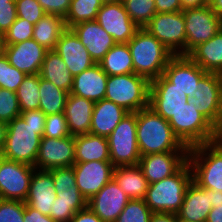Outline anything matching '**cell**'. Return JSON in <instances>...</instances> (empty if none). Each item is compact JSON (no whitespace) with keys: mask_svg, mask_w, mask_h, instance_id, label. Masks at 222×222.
<instances>
[{"mask_svg":"<svg viewBox=\"0 0 222 222\" xmlns=\"http://www.w3.org/2000/svg\"><path fill=\"white\" fill-rule=\"evenodd\" d=\"M126 12L140 28L145 27L156 14L154 0H122Z\"/></svg>","mask_w":222,"mask_h":222,"instance_id":"obj_37","label":"cell"},{"mask_svg":"<svg viewBox=\"0 0 222 222\" xmlns=\"http://www.w3.org/2000/svg\"><path fill=\"white\" fill-rule=\"evenodd\" d=\"M16 0H0V3L15 2Z\"/></svg>","mask_w":222,"mask_h":222,"instance_id":"obj_62","label":"cell"},{"mask_svg":"<svg viewBox=\"0 0 222 222\" xmlns=\"http://www.w3.org/2000/svg\"><path fill=\"white\" fill-rule=\"evenodd\" d=\"M137 112H129L107 137L110 161L117 166L137 165L141 157L137 136Z\"/></svg>","mask_w":222,"mask_h":222,"instance_id":"obj_8","label":"cell"},{"mask_svg":"<svg viewBox=\"0 0 222 222\" xmlns=\"http://www.w3.org/2000/svg\"><path fill=\"white\" fill-rule=\"evenodd\" d=\"M66 29L64 18L59 15L45 14L33 27V37L48 51L56 48L58 39Z\"/></svg>","mask_w":222,"mask_h":222,"instance_id":"obj_32","label":"cell"},{"mask_svg":"<svg viewBox=\"0 0 222 222\" xmlns=\"http://www.w3.org/2000/svg\"><path fill=\"white\" fill-rule=\"evenodd\" d=\"M156 13L182 11L180 0H154Z\"/></svg>","mask_w":222,"mask_h":222,"instance_id":"obj_51","label":"cell"},{"mask_svg":"<svg viewBox=\"0 0 222 222\" xmlns=\"http://www.w3.org/2000/svg\"><path fill=\"white\" fill-rule=\"evenodd\" d=\"M188 56L204 71L222 72V29L207 42L199 44Z\"/></svg>","mask_w":222,"mask_h":222,"instance_id":"obj_28","label":"cell"},{"mask_svg":"<svg viewBox=\"0 0 222 222\" xmlns=\"http://www.w3.org/2000/svg\"><path fill=\"white\" fill-rule=\"evenodd\" d=\"M133 60L134 73L152 81L163 74L174 54L145 28H139L127 43Z\"/></svg>","mask_w":222,"mask_h":222,"instance_id":"obj_3","label":"cell"},{"mask_svg":"<svg viewBox=\"0 0 222 222\" xmlns=\"http://www.w3.org/2000/svg\"><path fill=\"white\" fill-rule=\"evenodd\" d=\"M130 200L116 181L112 179L88 200V207L103 222H115Z\"/></svg>","mask_w":222,"mask_h":222,"instance_id":"obj_19","label":"cell"},{"mask_svg":"<svg viewBox=\"0 0 222 222\" xmlns=\"http://www.w3.org/2000/svg\"><path fill=\"white\" fill-rule=\"evenodd\" d=\"M16 19L15 2L0 3V32L5 33Z\"/></svg>","mask_w":222,"mask_h":222,"instance_id":"obj_48","label":"cell"},{"mask_svg":"<svg viewBox=\"0 0 222 222\" xmlns=\"http://www.w3.org/2000/svg\"><path fill=\"white\" fill-rule=\"evenodd\" d=\"M178 222H190V221H185V220H178Z\"/></svg>","mask_w":222,"mask_h":222,"instance_id":"obj_64","label":"cell"},{"mask_svg":"<svg viewBox=\"0 0 222 222\" xmlns=\"http://www.w3.org/2000/svg\"><path fill=\"white\" fill-rule=\"evenodd\" d=\"M46 14L59 15L63 18L67 15L71 0H37Z\"/></svg>","mask_w":222,"mask_h":222,"instance_id":"obj_49","label":"cell"},{"mask_svg":"<svg viewBox=\"0 0 222 222\" xmlns=\"http://www.w3.org/2000/svg\"><path fill=\"white\" fill-rule=\"evenodd\" d=\"M220 77V82H221V92H222V72L218 74Z\"/></svg>","mask_w":222,"mask_h":222,"instance_id":"obj_63","label":"cell"},{"mask_svg":"<svg viewBox=\"0 0 222 222\" xmlns=\"http://www.w3.org/2000/svg\"><path fill=\"white\" fill-rule=\"evenodd\" d=\"M46 115L40 110H28L7 123L4 158L35 167Z\"/></svg>","mask_w":222,"mask_h":222,"instance_id":"obj_1","label":"cell"},{"mask_svg":"<svg viewBox=\"0 0 222 222\" xmlns=\"http://www.w3.org/2000/svg\"><path fill=\"white\" fill-rule=\"evenodd\" d=\"M24 201L0 198V222H23Z\"/></svg>","mask_w":222,"mask_h":222,"instance_id":"obj_44","label":"cell"},{"mask_svg":"<svg viewBox=\"0 0 222 222\" xmlns=\"http://www.w3.org/2000/svg\"><path fill=\"white\" fill-rule=\"evenodd\" d=\"M110 161L106 137L92 133L75 136V162Z\"/></svg>","mask_w":222,"mask_h":222,"instance_id":"obj_30","label":"cell"},{"mask_svg":"<svg viewBox=\"0 0 222 222\" xmlns=\"http://www.w3.org/2000/svg\"><path fill=\"white\" fill-rule=\"evenodd\" d=\"M94 104L95 102L89 99L69 93L64 114L70 135L77 136L90 133Z\"/></svg>","mask_w":222,"mask_h":222,"instance_id":"obj_26","label":"cell"},{"mask_svg":"<svg viewBox=\"0 0 222 222\" xmlns=\"http://www.w3.org/2000/svg\"><path fill=\"white\" fill-rule=\"evenodd\" d=\"M198 90L188 98L218 130L222 127V92L220 77L207 72L198 83Z\"/></svg>","mask_w":222,"mask_h":222,"instance_id":"obj_11","label":"cell"},{"mask_svg":"<svg viewBox=\"0 0 222 222\" xmlns=\"http://www.w3.org/2000/svg\"><path fill=\"white\" fill-rule=\"evenodd\" d=\"M43 136L48 138H65L70 136L64 112L46 116Z\"/></svg>","mask_w":222,"mask_h":222,"instance_id":"obj_42","label":"cell"},{"mask_svg":"<svg viewBox=\"0 0 222 222\" xmlns=\"http://www.w3.org/2000/svg\"><path fill=\"white\" fill-rule=\"evenodd\" d=\"M210 197L211 204H220L222 203V192L221 191H212L210 189H204Z\"/></svg>","mask_w":222,"mask_h":222,"instance_id":"obj_56","label":"cell"},{"mask_svg":"<svg viewBox=\"0 0 222 222\" xmlns=\"http://www.w3.org/2000/svg\"><path fill=\"white\" fill-rule=\"evenodd\" d=\"M4 51H5L4 33L0 32V56L4 55Z\"/></svg>","mask_w":222,"mask_h":222,"instance_id":"obj_59","label":"cell"},{"mask_svg":"<svg viewBox=\"0 0 222 222\" xmlns=\"http://www.w3.org/2000/svg\"><path fill=\"white\" fill-rule=\"evenodd\" d=\"M206 73L188 55H174L166 65L163 75L190 98L198 90L199 80Z\"/></svg>","mask_w":222,"mask_h":222,"instance_id":"obj_17","label":"cell"},{"mask_svg":"<svg viewBox=\"0 0 222 222\" xmlns=\"http://www.w3.org/2000/svg\"><path fill=\"white\" fill-rule=\"evenodd\" d=\"M115 166L111 161L75 162L76 186L88 201L113 179Z\"/></svg>","mask_w":222,"mask_h":222,"instance_id":"obj_14","label":"cell"},{"mask_svg":"<svg viewBox=\"0 0 222 222\" xmlns=\"http://www.w3.org/2000/svg\"><path fill=\"white\" fill-rule=\"evenodd\" d=\"M26 74L13 67L8 58L0 56V88L16 92Z\"/></svg>","mask_w":222,"mask_h":222,"instance_id":"obj_39","label":"cell"},{"mask_svg":"<svg viewBox=\"0 0 222 222\" xmlns=\"http://www.w3.org/2000/svg\"><path fill=\"white\" fill-rule=\"evenodd\" d=\"M192 181L200 188L222 192V141L189 148Z\"/></svg>","mask_w":222,"mask_h":222,"instance_id":"obj_5","label":"cell"},{"mask_svg":"<svg viewBox=\"0 0 222 222\" xmlns=\"http://www.w3.org/2000/svg\"><path fill=\"white\" fill-rule=\"evenodd\" d=\"M69 93L39 76V109L47 116L64 112Z\"/></svg>","mask_w":222,"mask_h":222,"instance_id":"obj_34","label":"cell"},{"mask_svg":"<svg viewBox=\"0 0 222 222\" xmlns=\"http://www.w3.org/2000/svg\"><path fill=\"white\" fill-rule=\"evenodd\" d=\"M16 96L21 112L38 110L40 104L39 74L26 75L16 90Z\"/></svg>","mask_w":222,"mask_h":222,"instance_id":"obj_36","label":"cell"},{"mask_svg":"<svg viewBox=\"0 0 222 222\" xmlns=\"http://www.w3.org/2000/svg\"><path fill=\"white\" fill-rule=\"evenodd\" d=\"M174 55H185V19L183 11L156 13L143 27Z\"/></svg>","mask_w":222,"mask_h":222,"instance_id":"obj_10","label":"cell"},{"mask_svg":"<svg viewBox=\"0 0 222 222\" xmlns=\"http://www.w3.org/2000/svg\"><path fill=\"white\" fill-rule=\"evenodd\" d=\"M218 140L222 141V127L218 130Z\"/></svg>","mask_w":222,"mask_h":222,"instance_id":"obj_61","label":"cell"},{"mask_svg":"<svg viewBox=\"0 0 222 222\" xmlns=\"http://www.w3.org/2000/svg\"><path fill=\"white\" fill-rule=\"evenodd\" d=\"M108 76L134 73L127 43H116L98 63Z\"/></svg>","mask_w":222,"mask_h":222,"instance_id":"obj_33","label":"cell"},{"mask_svg":"<svg viewBox=\"0 0 222 222\" xmlns=\"http://www.w3.org/2000/svg\"><path fill=\"white\" fill-rule=\"evenodd\" d=\"M212 208L209 194L192 181L186 188L182 206L176 213L177 220L206 222Z\"/></svg>","mask_w":222,"mask_h":222,"instance_id":"obj_25","label":"cell"},{"mask_svg":"<svg viewBox=\"0 0 222 222\" xmlns=\"http://www.w3.org/2000/svg\"><path fill=\"white\" fill-rule=\"evenodd\" d=\"M137 143L140 155L171 151H189L175 135L168 120L151 107L137 111Z\"/></svg>","mask_w":222,"mask_h":222,"instance_id":"obj_2","label":"cell"},{"mask_svg":"<svg viewBox=\"0 0 222 222\" xmlns=\"http://www.w3.org/2000/svg\"><path fill=\"white\" fill-rule=\"evenodd\" d=\"M189 151H171L143 155L138 165L149 184L175 174L187 161Z\"/></svg>","mask_w":222,"mask_h":222,"instance_id":"obj_18","label":"cell"},{"mask_svg":"<svg viewBox=\"0 0 222 222\" xmlns=\"http://www.w3.org/2000/svg\"><path fill=\"white\" fill-rule=\"evenodd\" d=\"M191 182L192 170L187 161L175 174L149 184L144 201L153 213L176 214Z\"/></svg>","mask_w":222,"mask_h":222,"instance_id":"obj_4","label":"cell"},{"mask_svg":"<svg viewBox=\"0 0 222 222\" xmlns=\"http://www.w3.org/2000/svg\"><path fill=\"white\" fill-rule=\"evenodd\" d=\"M103 3H115V2H120L122 0H102Z\"/></svg>","mask_w":222,"mask_h":222,"instance_id":"obj_60","label":"cell"},{"mask_svg":"<svg viewBox=\"0 0 222 222\" xmlns=\"http://www.w3.org/2000/svg\"><path fill=\"white\" fill-rule=\"evenodd\" d=\"M70 222H103L88 206L77 211Z\"/></svg>","mask_w":222,"mask_h":222,"instance_id":"obj_52","label":"cell"},{"mask_svg":"<svg viewBox=\"0 0 222 222\" xmlns=\"http://www.w3.org/2000/svg\"><path fill=\"white\" fill-rule=\"evenodd\" d=\"M210 6L215 13L222 19V0H210Z\"/></svg>","mask_w":222,"mask_h":222,"instance_id":"obj_58","label":"cell"},{"mask_svg":"<svg viewBox=\"0 0 222 222\" xmlns=\"http://www.w3.org/2000/svg\"><path fill=\"white\" fill-rule=\"evenodd\" d=\"M96 21L116 43H128L140 28L132 21L122 1L103 3Z\"/></svg>","mask_w":222,"mask_h":222,"instance_id":"obj_15","label":"cell"},{"mask_svg":"<svg viewBox=\"0 0 222 222\" xmlns=\"http://www.w3.org/2000/svg\"><path fill=\"white\" fill-rule=\"evenodd\" d=\"M34 24L26 19L18 18L4 33L5 45H13L32 39Z\"/></svg>","mask_w":222,"mask_h":222,"instance_id":"obj_40","label":"cell"},{"mask_svg":"<svg viewBox=\"0 0 222 222\" xmlns=\"http://www.w3.org/2000/svg\"><path fill=\"white\" fill-rule=\"evenodd\" d=\"M206 222H222V203L212 204Z\"/></svg>","mask_w":222,"mask_h":222,"instance_id":"obj_53","label":"cell"},{"mask_svg":"<svg viewBox=\"0 0 222 222\" xmlns=\"http://www.w3.org/2000/svg\"><path fill=\"white\" fill-rule=\"evenodd\" d=\"M127 113L129 112L112 101L102 99L95 102L90 133L107 138Z\"/></svg>","mask_w":222,"mask_h":222,"instance_id":"obj_27","label":"cell"},{"mask_svg":"<svg viewBox=\"0 0 222 222\" xmlns=\"http://www.w3.org/2000/svg\"><path fill=\"white\" fill-rule=\"evenodd\" d=\"M54 50L63 59L73 76L96 64L71 28H66L62 32Z\"/></svg>","mask_w":222,"mask_h":222,"instance_id":"obj_20","label":"cell"},{"mask_svg":"<svg viewBox=\"0 0 222 222\" xmlns=\"http://www.w3.org/2000/svg\"><path fill=\"white\" fill-rule=\"evenodd\" d=\"M17 17L36 24L46 13L37 0H16Z\"/></svg>","mask_w":222,"mask_h":222,"instance_id":"obj_43","label":"cell"},{"mask_svg":"<svg viewBox=\"0 0 222 222\" xmlns=\"http://www.w3.org/2000/svg\"><path fill=\"white\" fill-rule=\"evenodd\" d=\"M102 0H71L70 8L64 18L66 28L85 21L96 20Z\"/></svg>","mask_w":222,"mask_h":222,"instance_id":"obj_35","label":"cell"},{"mask_svg":"<svg viewBox=\"0 0 222 222\" xmlns=\"http://www.w3.org/2000/svg\"><path fill=\"white\" fill-rule=\"evenodd\" d=\"M75 163V136L65 138L41 137L35 168L51 170L69 167Z\"/></svg>","mask_w":222,"mask_h":222,"instance_id":"obj_13","label":"cell"},{"mask_svg":"<svg viewBox=\"0 0 222 222\" xmlns=\"http://www.w3.org/2000/svg\"><path fill=\"white\" fill-rule=\"evenodd\" d=\"M182 10L188 8H200L210 4V0H180Z\"/></svg>","mask_w":222,"mask_h":222,"instance_id":"obj_55","label":"cell"},{"mask_svg":"<svg viewBox=\"0 0 222 222\" xmlns=\"http://www.w3.org/2000/svg\"><path fill=\"white\" fill-rule=\"evenodd\" d=\"M56 199L52 173L49 170L35 169L30 180L26 200L29 207L50 216V208Z\"/></svg>","mask_w":222,"mask_h":222,"instance_id":"obj_23","label":"cell"},{"mask_svg":"<svg viewBox=\"0 0 222 222\" xmlns=\"http://www.w3.org/2000/svg\"><path fill=\"white\" fill-rule=\"evenodd\" d=\"M108 75L98 63L74 76L70 94L77 95L93 102L104 99Z\"/></svg>","mask_w":222,"mask_h":222,"instance_id":"obj_24","label":"cell"},{"mask_svg":"<svg viewBox=\"0 0 222 222\" xmlns=\"http://www.w3.org/2000/svg\"><path fill=\"white\" fill-rule=\"evenodd\" d=\"M113 179L130 199L145 198L149 183L138 164L115 167Z\"/></svg>","mask_w":222,"mask_h":222,"instance_id":"obj_29","label":"cell"},{"mask_svg":"<svg viewBox=\"0 0 222 222\" xmlns=\"http://www.w3.org/2000/svg\"><path fill=\"white\" fill-rule=\"evenodd\" d=\"M49 171L52 173L55 189H73V185H76L73 166L54 168Z\"/></svg>","mask_w":222,"mask_h":222,"instance_id":"obj_46","label":"cell"},{"mask_svg":"<svg viewBox=\"0 0 222 222\" xmlns=\"http://www.w3.org/2000/svg\"><path fill=\"white\" fill-rule=\"evenodd\" d=\"M20 113L16 92L0 88V121L8 123Z\"/></svg>","mask_w":222,"mask_h":222,"instance_id":"obj_41","label":"cell"},{"mask_svg":"<svg viewBox=\"0 0 222 222\" xmlns=\"http://www.w3.org/2000/svg\"><path fill=\"white\" fill-rule=\"evenodd\" d=\"M76 213L73 203L57 202V197L50 208V217L56 222H70Z\"/></svg>","mask_w":222,"mask_h":222,"instance_id":"obj_47","label":"cell"},{"mask_svg":"<svg viewBox=\"0 0 222 222\" xmlns=\"http://www.w3.org/2000/svg\"><path fill=\"white\" fill-rule=\"evenodd\" d=\"M23 222H56L50 216L43 215L40 211L25 204Z\"/></svg>","mask_w":222,"mask_h":222,"instance_id":"obj_50","label":"cell"},{"mask_svg":"<svg viewBox=\"0 0 222 222\" xmlns=\"http://www.w3.org/2000/svg\"><path fill=\"white\" fill-rule=\"evenodd\" d=\"M55 192L57 202L73 203V209L76 212L88 206V201L76 185H73V189H55Z\"/></svg>","mask_w":222,"mask_h":222,"instance_id":"obj_45","label":"cell"},{"mask_svg":"<svg viewBox=\"0 0 222 222\" xmlns=\"http://www.w3.org/2000/svg\"><path fill=\"white\" fill-rule=\"evenodd\" d=\"M179 140L188 148L218 140V129L194 106L185 103L168 120Z\"/></svg>","mask_w":222,"mask_h":222,"instance_id":"obj_6","label":"cell"},{"mask_svg":"<svg viewBox=\"0 0 222 222\" xmlns=\"http://www.w3.org/2000/svg\"><path fill=\"white\" fill-rule=\"evenodd\" d=\"M36 168L2 157L0 160V198L25 201Z\"/></svg>","mask_w":222,"mask_h":222,"instance_id":"obj_12","label":"cell"},{"mask_svg":"<svg viewBox=\"0 0 222 222\" xmlns=\"http://www.w3.org/2000/svg\"><path fill=\"white\" fill-rule=\"evenodd\" d=\"M187 102L188 96L163 74L150 81L149 107L165 120H169Z\"/></svg>","mask_w":222,"mask_h":222,"instance_id":"obj_16","label":"cell"},{"mask_svg":"<svg viewBox=\"0 0 222 222\" xmlns=\"http://www.w3.org/2000/svg\"><path fill=\"white\" fill-rule=\"evenodd\" d=\"M182 11L186 31L185 55H188L195 47L207 42L222 29V19L210 4Z\"/></svg>","mask_w":222,"mask_h":222,"instance_id":"obj_9","label":"cell"},{"mask_svg":"<svg viewBox=\"0 0 222 222\" xmlns=\"http://www.w3.org/2000/svg\"><path fill=\"white\" fill-rule=\"evenodd\" d=\"M7 123L0 121V152L3 151L6 139Z\"/></svg>","mask_w":222,"mask_h":222,"instance_id":"obj_57","label":"cell"},{"mask_svg":"<svg viewBox=\"0 0 222 222\" xmlns=\"http://www.w3.org/2000/svg\"><path fill=\"white\" fill-rule=\"evenodd\" d=\"M39 76L68 93L72 89L74 76L55 50L46 52Z\"/></svg>","mask_w":222,"mask_h":222,"instance_id":"obj_31","label":"cell"},{"mask_svg":"<svg viewBox=\"0 0 222 222\" xmlns=\"http://www.w3.org/2000/svg\"><path fill=\"white\" fill-rule=\"evenodd\" d=\"M150 81L135 73L108 76L104 99L128 112L149 107Z\"/></svg>","mask_w":222,"mask_h":222,"instance_id":"obj_7","label":"cell"},{"mask_svg":"<svg viewBox=\"0 0 222 222\" xmlns=\"http://www.w3.org/2000/svg\"><path fill=\"white\" fill-rule=\"evenodd\" d=\"M152 214L144 199H131L115 222H150Z\"/></svg>","mask_w":222,"mask_h":222,"instance_id":"obj_38","label":"cell"},{"mask_svg":"<svg viewBox=\"0 0 222 222\" xmlns=\"http://www.w3.org/2000/svg\"><path fill=\"white\" fill-rule=\"evenodd\" d=\"M71 29L86 47L95 63H99L116 44L112 36L96 20L80 22L72 26Z\"/></svg>","mask_w":222,"mask_h":222,"instance_id":"obj_22","label":"cell"},{"mask_svg":"<svg viewBox=\"0 0 222 222\" xmlns=\"http://www.w3.org/2000/svg\"><path fill=\"white\" fill-rule=\"evenodd\" d=\"M150 222H178L176 214L153 213Z\"/></svg>","mask_w":222,"mask_h":222,"instance_id":"obj_54","label":"cell"},{"mask_svg":"<svg viewBox=\"0 0 222 222\" xmlns=\"http://www.w3.org/2000/svg\"><path fill=\"white\" fill-rule=\"evenodd\" d=\"M48 50L34 39L5 45L4 54L9 63L19 71L30 74H39L45 54Z\"/></svg>","mask_w":222,"mask_h":222,"instance_id":"obj_21","label":"cell"}]
</instances>
